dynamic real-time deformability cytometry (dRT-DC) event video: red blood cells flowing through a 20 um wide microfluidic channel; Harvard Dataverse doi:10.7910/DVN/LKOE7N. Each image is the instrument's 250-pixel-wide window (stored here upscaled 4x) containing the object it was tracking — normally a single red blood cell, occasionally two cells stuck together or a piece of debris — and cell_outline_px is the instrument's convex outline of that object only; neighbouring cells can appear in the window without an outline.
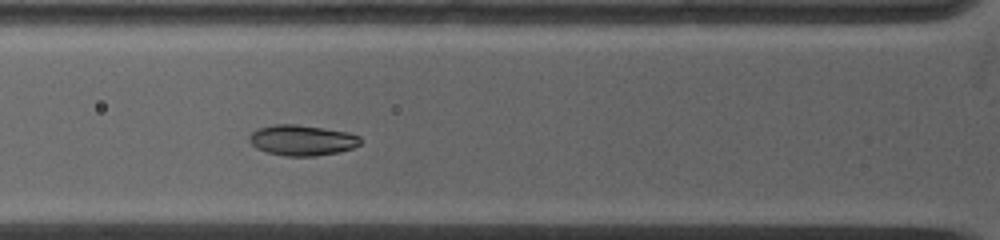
{"species": "common noctule bat (a hibernating species)", "species_latin": "Nyctalus noctula", "temperature_condition": "warm", "stored_images_in_passage": 6, "camera_frame_rate_fps": 5000, "um_per_image_px": 0.085, "animal": {"sex": "female", "body_mass_g": 19.0, "forearm_length_mm": 53.3}, "frame": {"image": 1, "passage_image": 6, "time_ms": 2.6, "image_size_px": [1000, 240], "cell_outline_px": [[360, 144], [352, 148], [340, 152], [316, 156], [284, 156], [268, 152], [256, 148], [248, 140], [248, 136], [256, 128], [272, 124], [296, 124], [324, 128], [348, 132], [360, 136]], "centroid_in_image_um": [25.65, 11.91], "position_along_channel_um": 100.2, "area_um2": 20.0}}